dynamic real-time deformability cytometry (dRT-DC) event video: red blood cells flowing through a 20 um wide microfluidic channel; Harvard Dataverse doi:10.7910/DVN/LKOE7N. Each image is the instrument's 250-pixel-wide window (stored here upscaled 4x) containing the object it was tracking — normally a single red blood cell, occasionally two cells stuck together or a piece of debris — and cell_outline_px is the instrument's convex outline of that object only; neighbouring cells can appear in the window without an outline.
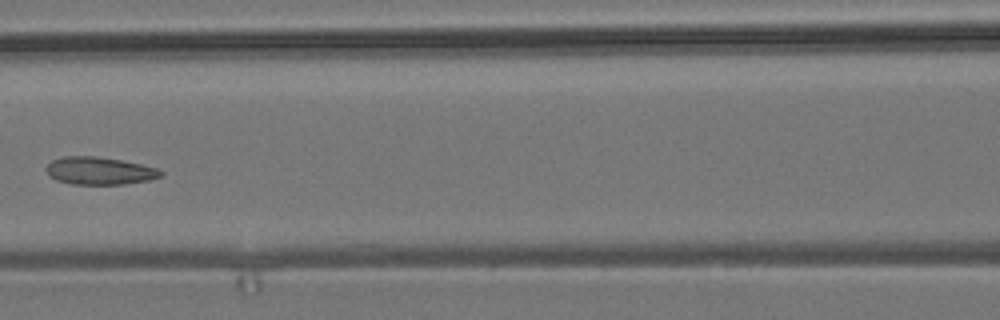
{"species": "common noctule bat (a hibernating species)", "species_latin": "Nyctalus noctula", "temperature_condition": "room temperature", "stored_images_in_passage": 9, "camera_frame_rate_fps": 3000, "um_per_image_px": 0.085, "animal": {"sex": "male", "body_mass_g": 19.2, "forearm_length_mm": 51.8}, "frame": {"image": 1, "passage_image": 8, "time_ms": 2.333, "image_size_px": [1000, 320], "cell_outline_px": [[164, 176], [148, 180], [124, 184], [72, 184], [56, 180], [48, 176], [44, 168], [52, 160], [64, 156], [96, 156], [120, 160], [140, 164], [156, 168], [164, 172]], "centroid_in_image_um": [8.43, 14.52], "position_along_channel_um": 158.2, "area_um2": 18.5}}
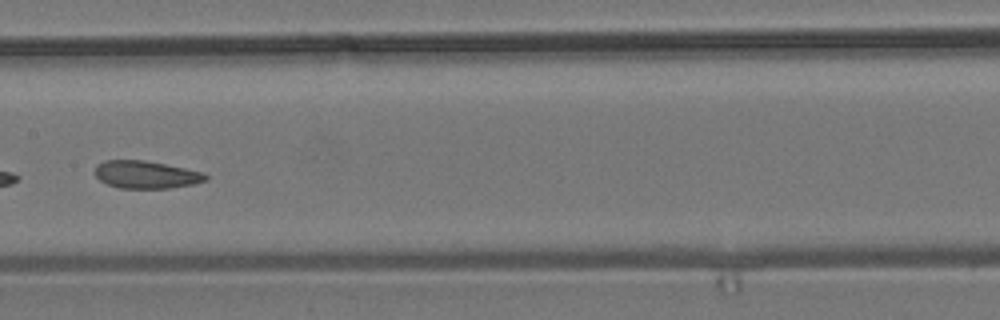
{"frame": {"image": 2, "passage_image": 9, "time_ms": 2.667, "image_size_px": [1000, 320], "cell_outline_px": [[208, 180], [192, 184], [168, 188], [120, 188], [108, 184], [100, 180], [96, 176], [96, 164], [104, 160], [144, 160], [204, 172], [208, 176]], "centroid_in_image_um": [12.42, 14.84], "position_along_channel_um": 195.0, "area_um2": 17.69}}